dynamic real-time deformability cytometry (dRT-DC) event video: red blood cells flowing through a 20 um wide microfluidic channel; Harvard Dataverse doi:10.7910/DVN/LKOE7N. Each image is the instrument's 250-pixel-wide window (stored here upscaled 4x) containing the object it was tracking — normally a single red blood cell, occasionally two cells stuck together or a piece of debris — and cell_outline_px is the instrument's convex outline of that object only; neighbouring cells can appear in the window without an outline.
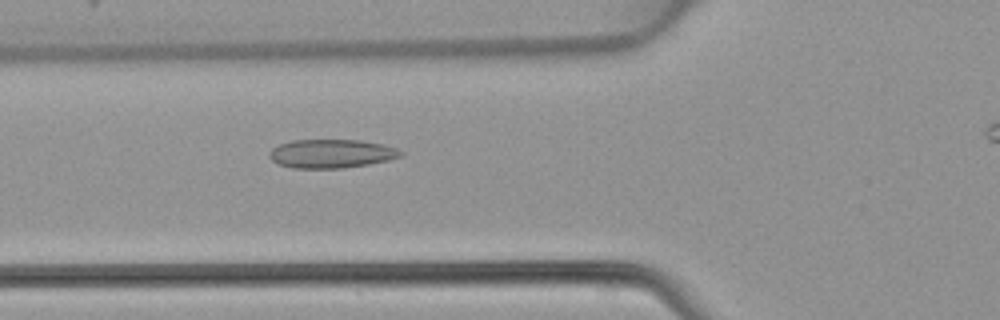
{"species": "common noctule bat (a hibernating species)", "species_latin": "Nyctalus noctula", "temperature_condition": "warm", "stored_images_in_passage": 42, "camera_frame_rate_fps": 3000, "um_per_image_px": 0.085, "animal": {"sex": "female", "body_mass_g": 22.7, "forearm_length_mm": 54.2}, "frame": {"image": 1, "passage_image": 17, "time_ms": 5.333, "image_size_px": [1000, 320], "cell_outline_px": [[404, 152], [400, 156], [388, 160], [368, 164], [344, 168], [292, 168], [280, 164], [272, 160], [268, 156], [268, 152], [272, 148], [280, 144], [292, 140], [360, 140], [384, 144], [396, 148]], "centroid_in_image_um": [28.16, 13.05], "position_along_channel_um": 97.6, "area_um2": 21.96}}
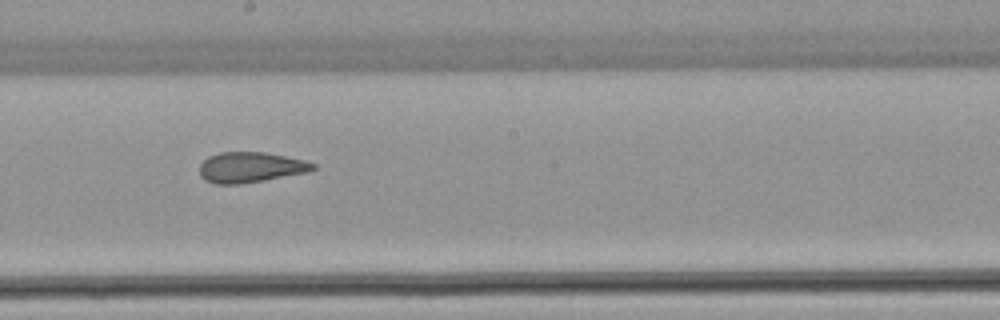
{"frame": {"image": 2, "passage_image": 26, "time_ms": 8.333, "image_size_px": [1000, 320], "cell_outline_px": [[316, 168], [308, 172], [264, 180], [240, 184], [216, 184], [204, 180], [200, 176], [200, 164], [208, 156], [220, 152], [264, 152], [304, 160], [316, 164]], "centroid_in_image_um": [21.27, 14.22], "position_along_channel_um": 226.9, "area_um2": 20.11}}
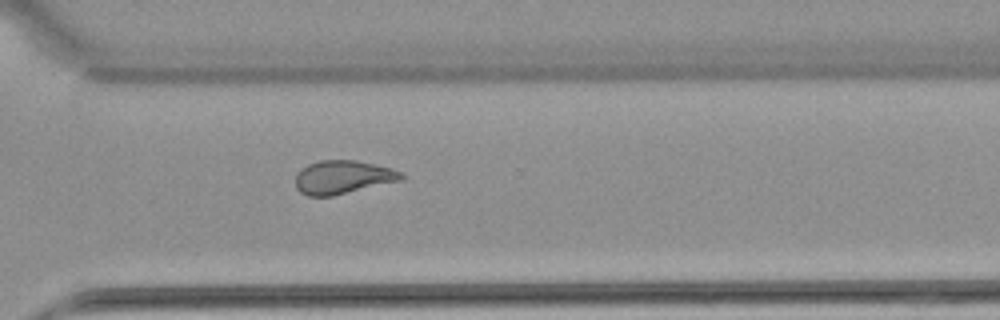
{"frame": {"image": 3, "passage_image": 34, "time_ms": 11.0, "image_size_px": [1000, 320], "cell_outline_px": [[404, 180], [332, 196], [308, 196], [300, 192], [296, 188], [296, 176], [308, 164], [320, 160], [356, 160], [392, 168], [404, 172]], "centroid_in_image_um": [29.2, 15.06], "position_along_channel_um": 341.4, "area_um2": 20.69}}